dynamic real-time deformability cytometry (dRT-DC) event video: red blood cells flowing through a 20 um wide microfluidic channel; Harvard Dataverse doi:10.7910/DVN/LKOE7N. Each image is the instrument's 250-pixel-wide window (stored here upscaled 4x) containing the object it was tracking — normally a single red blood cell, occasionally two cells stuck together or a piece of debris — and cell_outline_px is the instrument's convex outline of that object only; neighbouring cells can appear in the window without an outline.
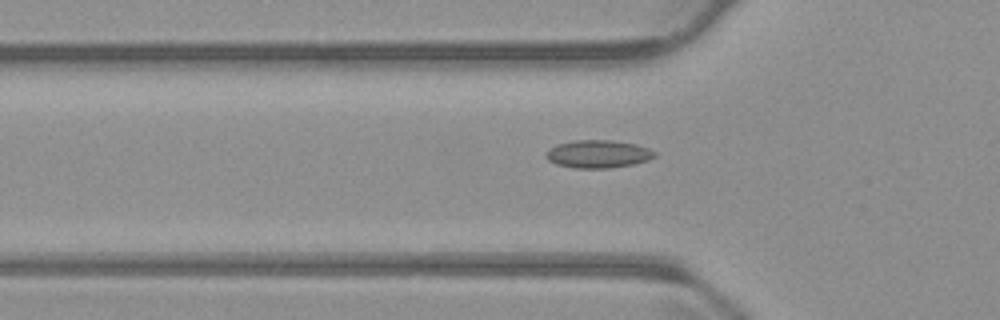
{"species": "common noctule bat (a hibernating species)", "species_latin": "Nyctalus noctula", "temperature_condition": "warm", "stored_images_in_passage": 36, "camera_frame_rate_fps": 3000, "um_per_image_px": 0.085, "animal": {"sex": "male", "body_mass_g": 23.1, "forearm_length_mm": 52.7}, "frame": {"image": 1, "passage_image": 4, "time_ms": 1.0, "image_size_px": [1000, 320], "cell_outline_px": [[656, 156], [648, 160], [632, 164], [608, 168], [576, 168], [556, 164], [548, 160], [544, 156], [544, 152], [556, 144], [576, 140], [612, 140], [636, 144], [648, 148], [656, 152]], "centroid_in_image_um": [50.81, 13.08], "position_along_channel_um": 75.0, "area_um2": 17.69}}
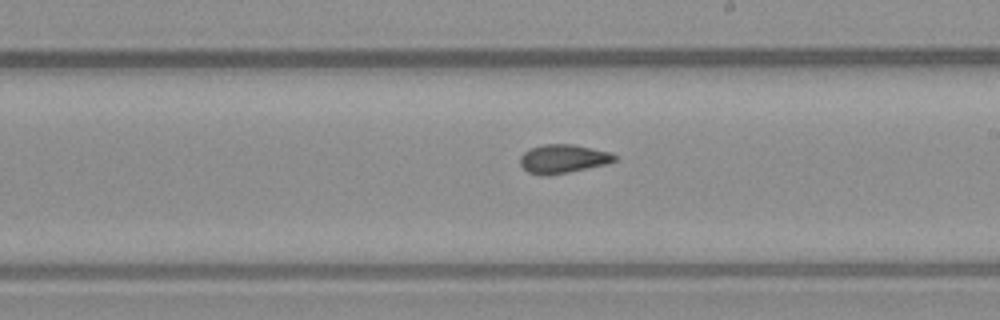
{"frame": {"image": 2, "passage_image": 17, "time_ms": 5.333, "image_size_px": [1000, 320], "cell_outline_px": [[616, 160], [604, 164], [568, 172], [548, 176], [540, 176], [528, 172], [520, 164], [520, 156], [524, 152], [532, 148], [544, 144], [572, 144], [612, 152], [616, 156]], "centroid_in_image_um": [47.84, 13.5], "position_along_channel_um": 241.2, "area_um2": 15.72}}
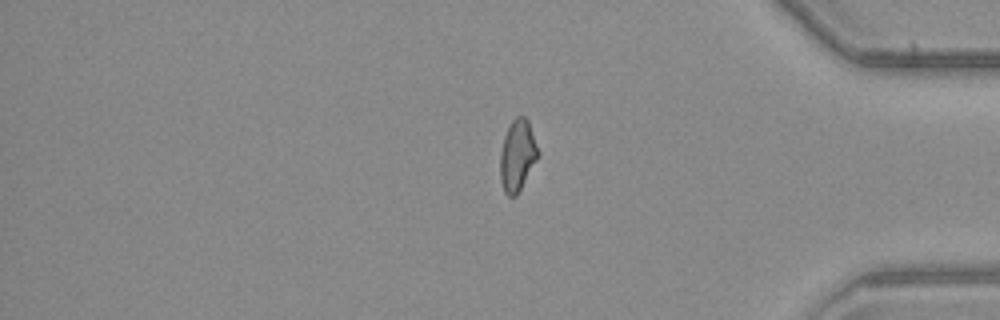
{"frame": {"image": 3, "passage_image": 31, "time_ms": 10.0, "image_size_px": [1000, 320], "cell_outline_px": [[540, 152], [536, 160], [516, 196], [508, 196], [504, 192], [500, 180], [500, 152], [504, 136], [512, 120], [516, 116], [524, 116], [528, 120]], "centroid_in_image_um": [43.97, 13.2], "position_along_channel_um": 391.2, "area_um2": 15.66}, "authors_computed_cell_mechanics": {"area_um2": 15.7505, "velocity_mm_per_s": 3.814, "shape_relaxation_time_tau1_ms": null, "shape_relaxation_time_tau2_ms": 2.1966, "deformation_change_tau1": null, "deformation_change_tau2": 0.0811}}